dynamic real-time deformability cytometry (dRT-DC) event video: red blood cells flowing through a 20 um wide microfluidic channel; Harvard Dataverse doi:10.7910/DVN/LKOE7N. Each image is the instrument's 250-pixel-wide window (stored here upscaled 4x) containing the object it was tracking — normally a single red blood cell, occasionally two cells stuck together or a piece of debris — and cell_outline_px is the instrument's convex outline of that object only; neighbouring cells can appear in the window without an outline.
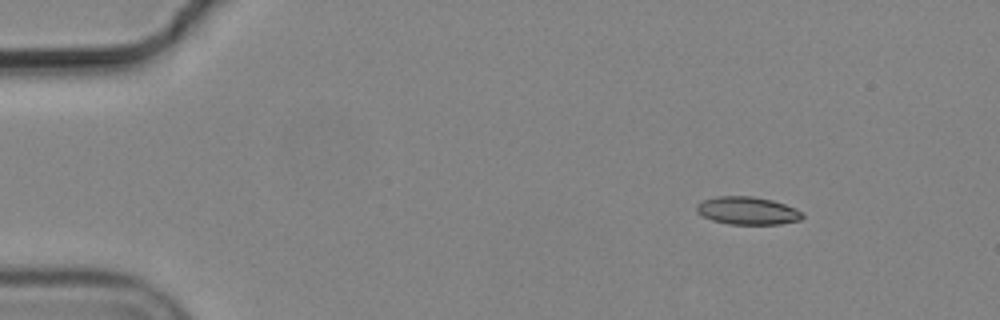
{"species": "common noctule bat (a hibernating species)", "species_latin": "Nyctalus noctula", "temperature_condition": "cold", "stored_images_in_passage": 9, "camera_frame_rate_fps": 3000, "um_per_image_px": 0.085, "animal": {"sex": "male", "body_mass_g": 19.2, "forearm_length_mm": 51.8}, "frame": {"image": 1, "passage_image": 2, "time_ms": 0.333, "image_size_px": [1000, 320], "cell_outline_px": [[804, 216], [800, 220], [780, 224], [728, 224], [712, 220], [696, 212], [696, 204], [704, 200], [716, 196], [752, 196], [772, 200], [784, 204], [804, 212]], "centroid_in_image_um": [63.54, 17.91], "position_along_channel_um": 21.5, "area_um2": 17.17}}
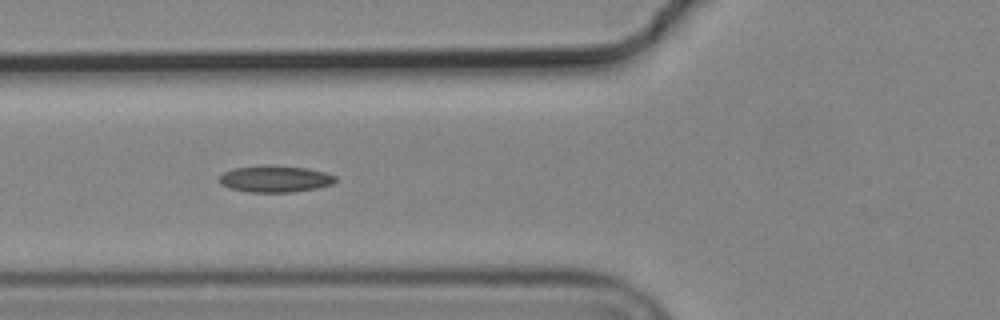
{"frame": {"image": 2, "passage_image": 6, "time_ms": 1.667, "image_size_px": [1000, 320], "cell_outline_px": [[336, 180], [332, 184], [316, 188], [292, 192], [248, 192], [228, 188], [220, 184], [220, 176], [224, 172], [236, 168], [272, 164], [308, 168], [324, 172], [336, 176]], "centroid_in_image_um": [23.38, 15.2], "position_along_channel_um": 102.4, "area_um2": 18.09}}
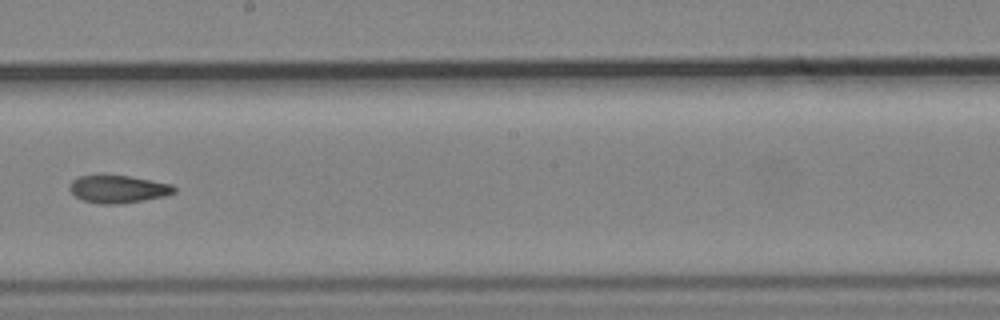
{"frame": {"image": 3, "passage_image": 9, "time_ms": 2.667, "image_size_px": [1000, 320], "cell_outline_px": [[176, 192], [164, 196], [144, 200], [120, 204], [100, 204], [84, 200], [76, 196], [68, 188], [72, 180], [80, 176], [104, 172], [152, 180], [172, 184], [176, 188]], "centroid_in_image_um": [10.02, 16.03], "position_along_channel_um": 238.2, "area_um2": 17.34}}